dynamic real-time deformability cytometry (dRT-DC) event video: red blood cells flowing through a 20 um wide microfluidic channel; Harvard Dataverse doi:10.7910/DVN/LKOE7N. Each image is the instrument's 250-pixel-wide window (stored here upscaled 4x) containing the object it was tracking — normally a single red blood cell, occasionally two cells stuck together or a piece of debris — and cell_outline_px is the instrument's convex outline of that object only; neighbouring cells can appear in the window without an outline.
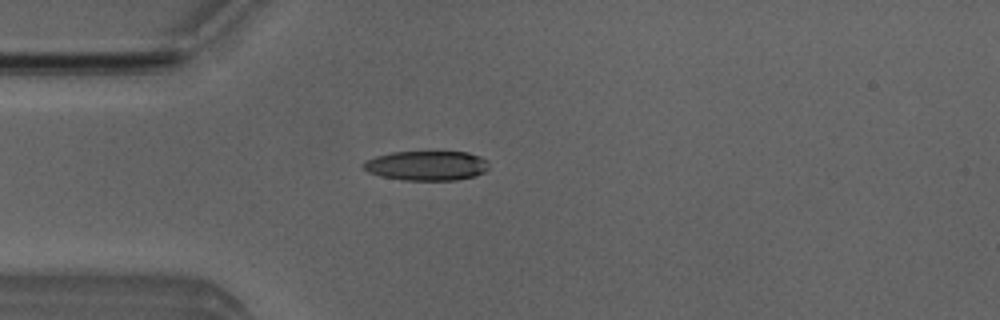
{"species": "Egyptian fruit bat (a non-hibernating species)", "species_latin": "Rousettus aegyptiacus", "temperature_condition": "room temperature", "stored_images_in_passage": 51, "camera_frame_rate_fps": 3000, "um_per_image_px": 0.085, "animal": {"sex": "male"}, "frame": {"image": 1, "passage_image": 14, "time_ms": 4.333, "image_size_px": [1000, 320], "cell_outline_px": [[488, 168], [484, 172], [476, 176], [456, 180], [404, 180], [380, 176], [368, 172], [360, 164], [364, 160], [376, 156], [392, 152], [428, 148], [468, 152], [480, 156], [488, 160]], "centroid_in_image_um": [36.27, 14.02], "position_along_channel_um": 48.7, "area_um2": 22.95}}
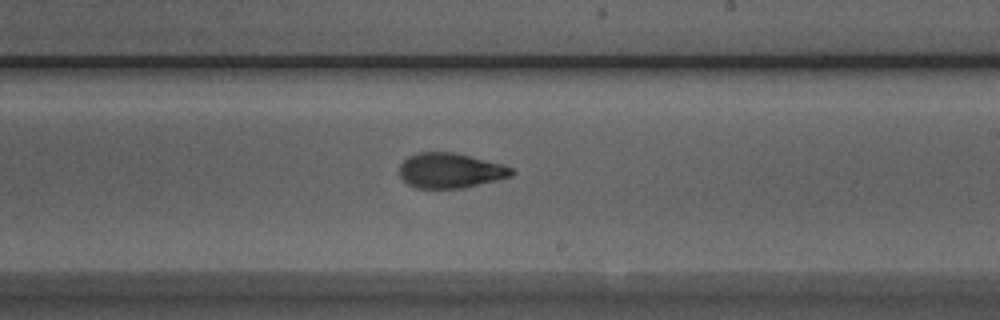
{"frame": {"image": 2, "passage_image": 30, "time_ms": 9.667, "image_size_px": [1000, 320], "cell_outline_px": [[516, 172], [512, 176], [460, 188], [416, 188], [408, 184], [400, 176], [400, 164], [408, 156], [416, 152], [452, 152], [500, 164], [512, 168]], "centroid_in_image_um": [38.23, 14.49], "position_along_channel_um": 250.8, "area_um2": 22.54}}
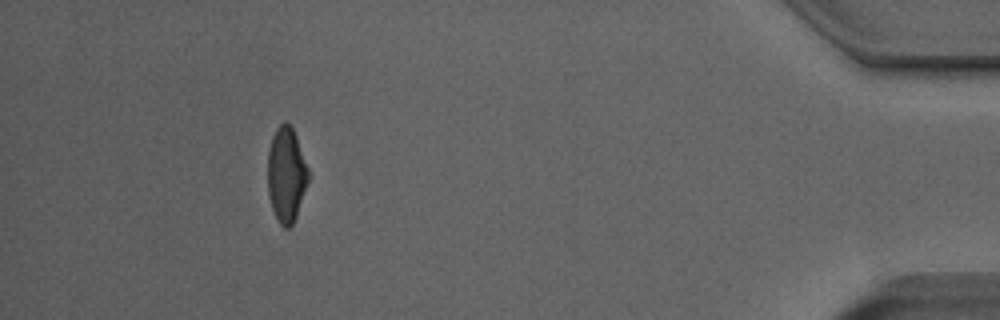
{"frame": {"image": 3, "passage_image": 47, "time_ms": 15.333, "image_size_px": [1000, 320], "cell_outline_px": [[308, 180], [296, 216], [292, 224], [288, 228], [284, 228], [276, 220], [268, 196], [268, 148], [272, 136], [276, 128], [284, 120], [292, 128], [296, 136], [308, 168]], "centroid_in_image_um": [24.31, 14.84], "position_along_channel_um": 410.9, "area_um2": 22.37}, "authors_computed_cell_mechanics": {"area_um2": 22.9466, "velocity_mm_per_s": 3.9878, "shape_relaxation_time_tau1_ms": 3.9328, "shape_relaxation_time_tau2_ms": 1.7443, "deformation_change_tau1": 0.1723, "deformation_change_tau2": 0.0828}}